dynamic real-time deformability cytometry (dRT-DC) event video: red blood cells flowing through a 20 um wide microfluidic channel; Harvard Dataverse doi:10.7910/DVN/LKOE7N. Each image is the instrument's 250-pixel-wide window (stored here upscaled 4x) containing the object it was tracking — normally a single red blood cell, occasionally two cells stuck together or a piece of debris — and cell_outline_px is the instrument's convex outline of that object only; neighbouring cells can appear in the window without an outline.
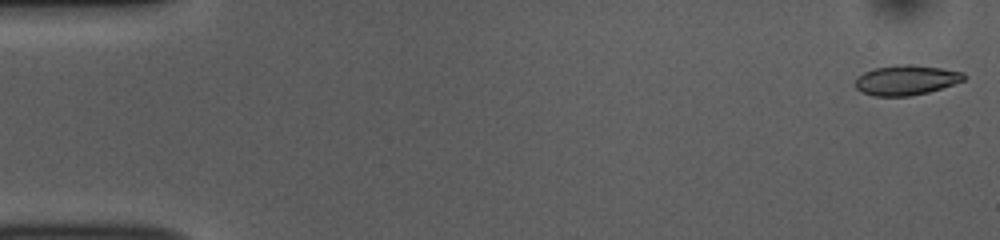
{"species": "common noctule bat (a hibernating species)", "species_latin": "Nyctalus noctula", "temperature_condition": "room temperature", "stored_images_in_passage": 52, "camera_frame_rate_fps": 3000, "um_per_image_px": 0.085, "animal": {"sex": "female", "body_mass_g": 10.0, "forearm_length_mm": 53.1}, "frame": {"image": 1, "passage_image": 1, "time_ms": 0.0, "image_size_px": [1000, 240], "cell_outline_px": [[964, 80], [928, 92], [908, 96], [876, 96], [860, 92], [856, 88], [856, 80], [864, 72], [872, 68], [904, 64], [908, 64], [940, 68], [964, 72]], "centroid_in_image_um": [76.99, 6.81], "position_along_channel_um": 8.0, "area_um2": 18.67}}
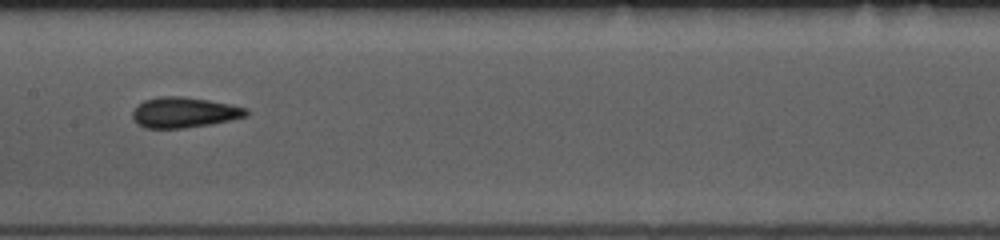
{"frame": {"image": 2, "passage_image": 26, "time_ms": 8.333, "image_size_px": [1000, 240], "cell_outline_px": [[248, 116], [232, 120], [184, 128], [144, 128], [136, 124], [132, 116], [132, 112], [144, 100], [160, 96], [184, 96], [232, 104], [248, 108]], "centroid_in_image_um": [15.67, 9.55], "position_along_channel_um": 191.7, "area_um2": 20.29}}
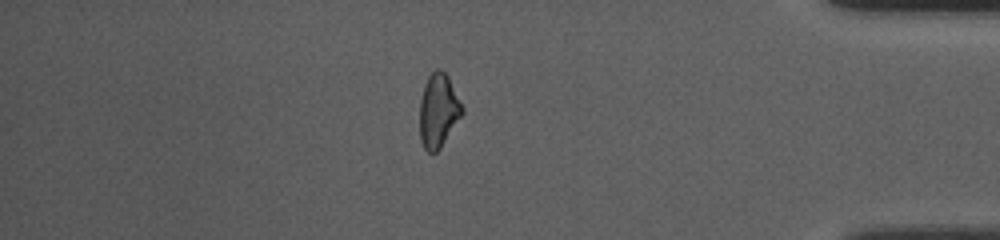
{"frame": {"image": 3, "passage_image": 45, "time_ms": 14.667, "image_size_px": [1000, 240], "cell_outline_px": [[464, 112], [440, 148], [436, 152], [428, 152], [424, 148], [420, 140], [420, 100], [424, 84], [428, 76], [436, 68], [440, 68], [448, 76], [464, 108]], "centroid_in_image_um": [37.26, 9.38], "position_along_channel_um": 397.9, "area_um2": 18.26}, "authors_computed_cell_mechanics": {"area_um2": 19.1029, "velocity_mm_per_s": 3.7948, "shape_relaxation_time_tau1_ms": 4.6801, "shape_relaxation_time_tau2_ms": 2.7641, "deformation_change_tau1": 0.1103, "deformation_change_tau2": 0.0639}}